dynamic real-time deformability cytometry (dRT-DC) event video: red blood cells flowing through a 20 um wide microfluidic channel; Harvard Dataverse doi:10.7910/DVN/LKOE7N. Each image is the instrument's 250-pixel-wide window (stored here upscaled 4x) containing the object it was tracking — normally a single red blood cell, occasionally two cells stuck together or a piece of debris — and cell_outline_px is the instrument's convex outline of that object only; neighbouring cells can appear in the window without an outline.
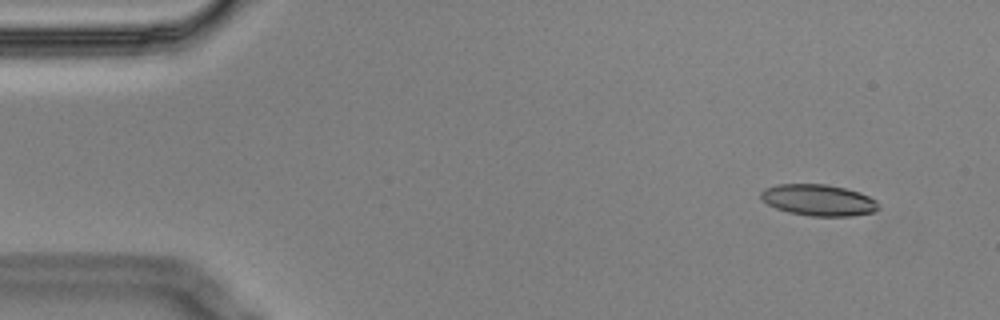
{"species": "Egyptian fruit bat (a non-hibernating species)", "species_latin": "Rousettus aegyptiacus", "temperature_condition": "cold", "stored_images_in_passage": 4, "camera_frame_rate_fps": 3000, "um_per_image_px": 0.085, "animal": {"sex": "male"}, "frame": {"image": 1, "passage_image": 1, "time_ms": 0.0, "image_size_px": [1000, 320], "cell_outline_px": [[880, 208], [876, 212], [852, 216], [808, 216], [788, 212], [776, 208], [768, 204], [760, 196], [760, 192], [764, 188], [776, 184], [828, 184], [860, 192], [876, 200], [880, 204]], "centroid_in_image_um": [69.6, 17.01], "position_along_channel_um": 15.4, "area_um2": 21.73}}
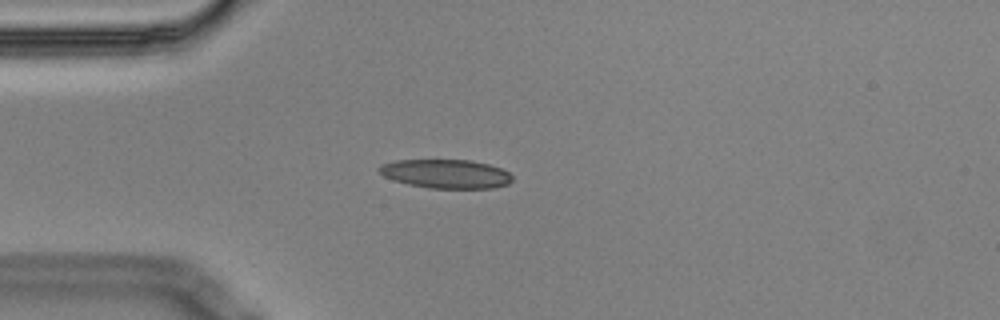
{"frame": {"image": 2, "passage_image": 4, "time_ms": 1.0, "image_size_px": [1000, 320], "cell_outline_px": [[512, 180], [508, 184], [496, 188], [428, 188], [408, 184], [384, 176], [376, 168], [380, 164], [396, 160], [472, 160], [488, 164], [500, 168], [508, 172], [512, 176]], "centroid_in_image_um": [37.91, 14.77], "position_along_channel_um": 47.1, "area_um2": 22.43}}